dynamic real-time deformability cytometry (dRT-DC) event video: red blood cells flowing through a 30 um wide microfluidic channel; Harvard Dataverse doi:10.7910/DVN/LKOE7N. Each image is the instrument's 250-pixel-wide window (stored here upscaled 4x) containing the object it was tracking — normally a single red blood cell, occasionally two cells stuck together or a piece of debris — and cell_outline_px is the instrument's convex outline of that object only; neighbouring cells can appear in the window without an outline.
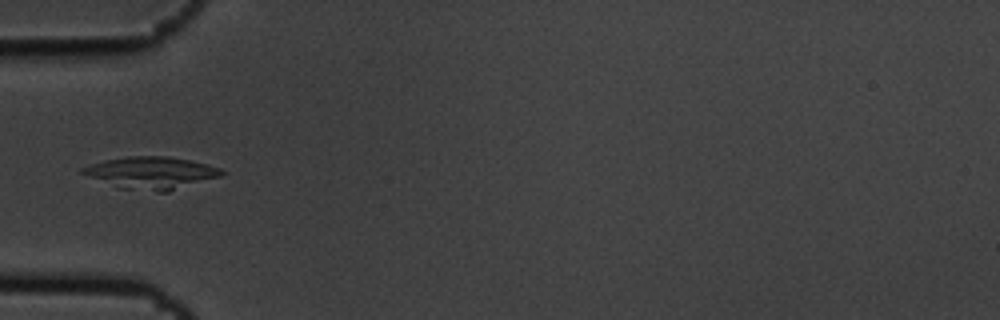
{"species": "common noctule bat (a hibernating species)", "species_latin": "Nyctalus noctula", "temperature_condition": "cold", "stored_images_in_passage": 14, "camera_frame_rate_fps": 3000, "um_per_image_px": 0.085, "animal": {"sex": "male", "body_mass_g": 19.5, "forearm_length_mm": 54.6}, "frame": {"image": 1, "passage_image": 4, "time_ms": 1.0, "image_size_px": [1000, 320], "cell_outline_px": [[228, 172], [220, 176], [168, 192], [156, 192], [116, 188], [80, 172], [80, 168], [104, 160], [128, 156], [168, 156], [208, 164], [220, 168]], "centroid_in_image_um": [12.86, 14.7], "position_along_channel_um": 72.1, "area_um2": 26.18}}
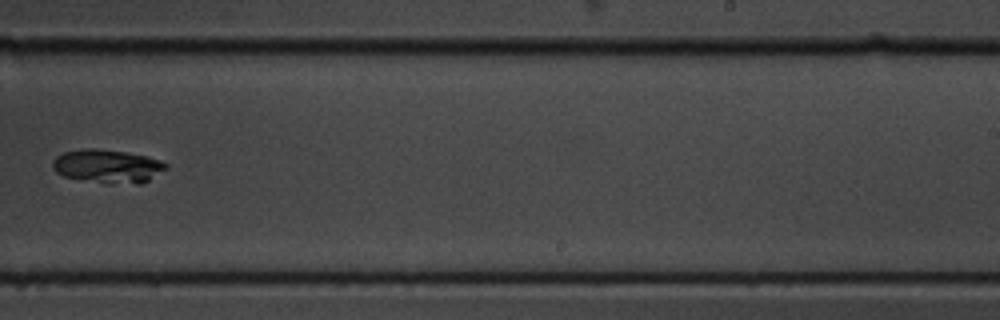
{"frame": {"image": 2, "passage_image": 9, "time_ms": 2.667, "image_size_px": [1000, 320], "cell_outline_px": [[168, 168], [148, 180], [140, 184], [104, 184], [64, 176], [56, 172], [52, 168], [52, 160], [56, 156], [64, 152], [84, 148], [96, 148], [124, 152], [144, 156], [168, 164]], "centroid_in_image_um": [9.11, 14.14], "position_along_channel_um": 279.9, "area_um2": 22.2}}
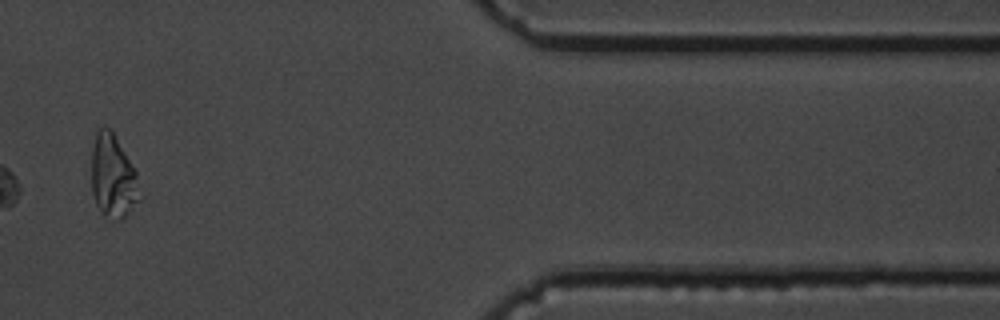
{"frame": {"image": 3, "passage_image": 12, "time_ms": 3.667, "image_size_px": [1000, 320], "cell_outline_px": [[144, 196], [120, 220], [116, 220], [104, 216], [100, 212], [96, 204], [92, 192], [92, 148], [96, 132], [104, 124], [112, 132], [136, 172]], "centroid_in_image_um": [9.62, 15.04], "position_along_channel_um": 401.8, "area_um2": 23.41}}